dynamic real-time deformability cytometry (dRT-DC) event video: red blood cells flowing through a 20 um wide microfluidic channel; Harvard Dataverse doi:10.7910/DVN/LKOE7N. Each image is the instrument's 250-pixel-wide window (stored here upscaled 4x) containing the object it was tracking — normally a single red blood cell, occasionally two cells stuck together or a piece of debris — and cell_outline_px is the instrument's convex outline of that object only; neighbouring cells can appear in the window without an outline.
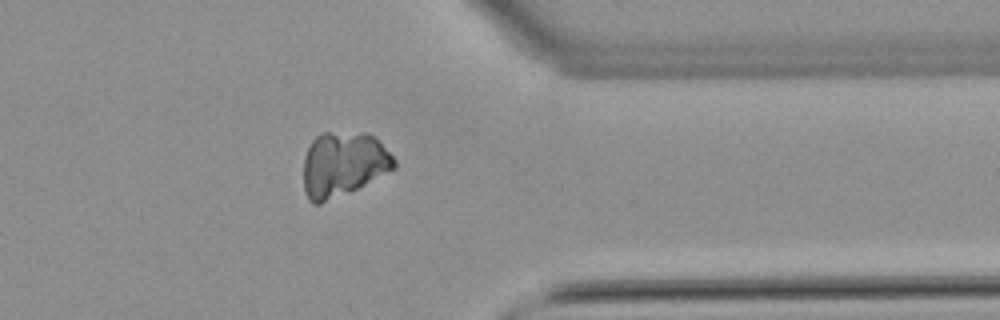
{"species": "common noctule bat (a hibernating species)", "species_latin": "Nyctalus noctula", "temperature_condition": "warm", "stored_images_in_passage": 38, "camera_frame_rate_fps": 3000, "um_per_image_px": 0.085, "animal": {"sex": "male", "body_mass_g": 21.5, "forearm_length_mm": 52.0}, "frame": {"image": 1, "passage_image": 28, "time_ms": 9.0, "image_size_px": [1000, 320], "cell_outline_px": [[396, 168], [348, 192], [320, 204], [312, 204], [308, 200], [304, 188], [304, 156], [312, 140], [316, 136], [324, 132], [368, 132], [396, 160]], "centroid_in_image_um": [29.14, 13.95], "position_along_channel_um": 382.3, "area_um2": 33.93}}
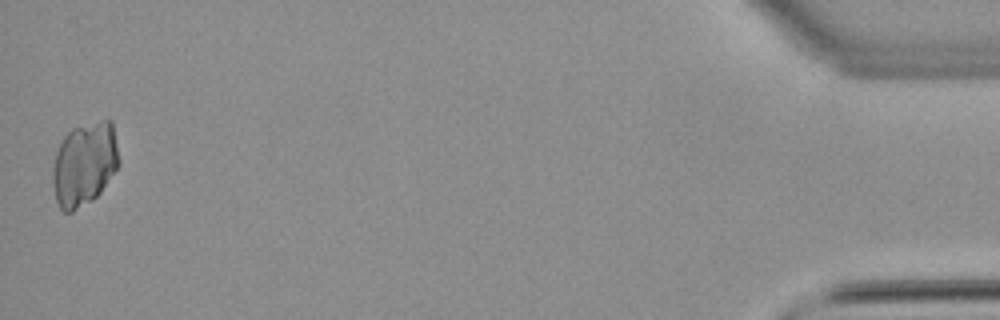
{"frame": {"image": 2, "passage_image": 38, "time_ms": 12.333, "image_size_px": [1000, 320], "cell_outline_px": [[120, 164], [100, 192], [92, 200], [72, 212], [64, 212], [60, 208], [56, 200], [52, 180], [52, 172], [56, 152], [64, 136], [72, 128], [100, 120], [112, 120], [120, 160]], "centroid_in_image_um": [7.18, 13.94], "position_along_channel_um": 428.0, "area_um2": 32.31}}